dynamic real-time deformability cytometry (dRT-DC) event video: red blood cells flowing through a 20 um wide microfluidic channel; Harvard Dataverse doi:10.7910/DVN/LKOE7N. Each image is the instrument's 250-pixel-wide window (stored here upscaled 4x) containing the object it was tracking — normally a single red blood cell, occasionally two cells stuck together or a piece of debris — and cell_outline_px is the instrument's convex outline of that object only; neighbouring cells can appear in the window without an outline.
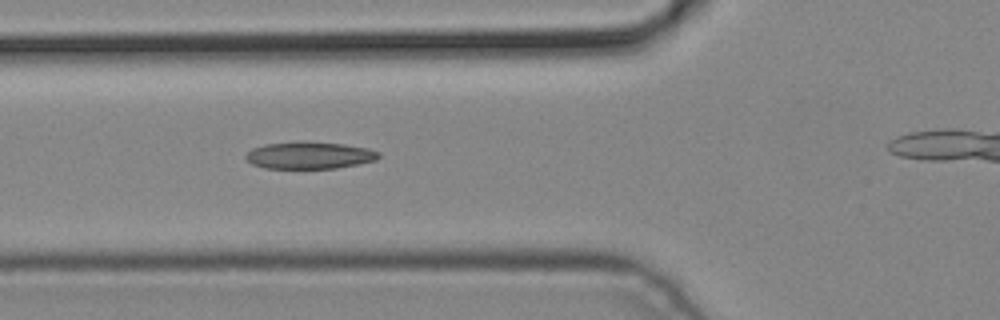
{"species": "common noctule bat (a hibernating species)", "species_latin": "Nyctalus noctula", "temperature_condition": "cold", "stored_images_in_passage": 5, "camera_frame_rate_fps": 3000, "um_per_image_px": 0.085, "animal": {"sex": "male", "body_mass_g": 19.2, "forearm_length_mm": 51.8}, "frame": {"image": 1, "passage_image": 4, "time_ms": 1.0, "image_size_px": [1000, 320], "cell_outline_px": [[380, 156], [376, 160], [336, 168], [264, 168], [252, 164], [244, 156], [252, 148], [264, 144], [300, 140], [304, 140], [344, 144], [368, 148], [380, 152]], "centroid_in_image_um": [26.29, 13.18], "position_along_channel_um": 99.5, "area_um2": 21.21}}